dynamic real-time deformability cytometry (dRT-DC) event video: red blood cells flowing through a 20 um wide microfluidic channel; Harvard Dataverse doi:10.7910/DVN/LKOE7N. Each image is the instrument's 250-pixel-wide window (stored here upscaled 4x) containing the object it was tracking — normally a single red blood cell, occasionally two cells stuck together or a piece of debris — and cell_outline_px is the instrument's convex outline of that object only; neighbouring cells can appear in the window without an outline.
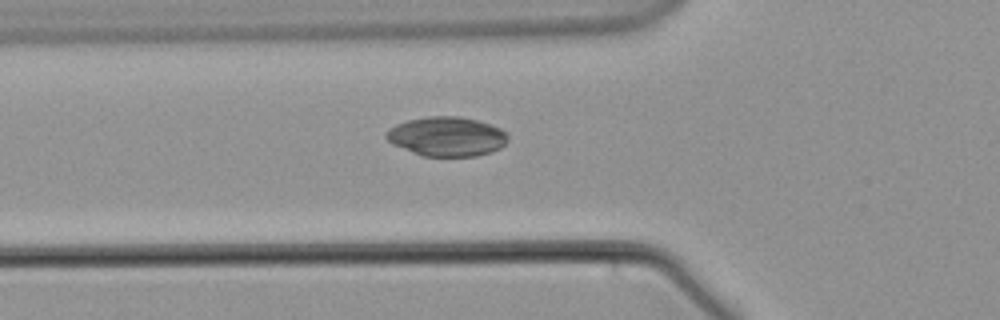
{"species": "common noctule bat (a hibernating species)", "species_latin": "Nyctalus noctula", "temperature_condition": "warm", "stored_images_in_passage": 33, "camera_frame_rate_fps": 3000, "um_per_image_px": 0.085, "animal": {"sex": "male", "body_mass_g": 21.5, "forearm_length_mm": 52.0}, "frame": {"image": 1, "passage_image": 2, "time_ms": 0.333, "image_size_px": [1000, 320], "cell_outline_px": [[508, 140], [500, 148], [492, 152], [476, 156], [424, 156], [412, 152], [392, 144], [384, 136], [388, 128], [396, 124], [408, 120], [428, 116], [460, 116], [492, 124], [500, 128], [508, 136]], "centroid_in_image_um": [37.97, 11.6], "position_along_channel_um": 87.8, "area_um2": 28.03}}
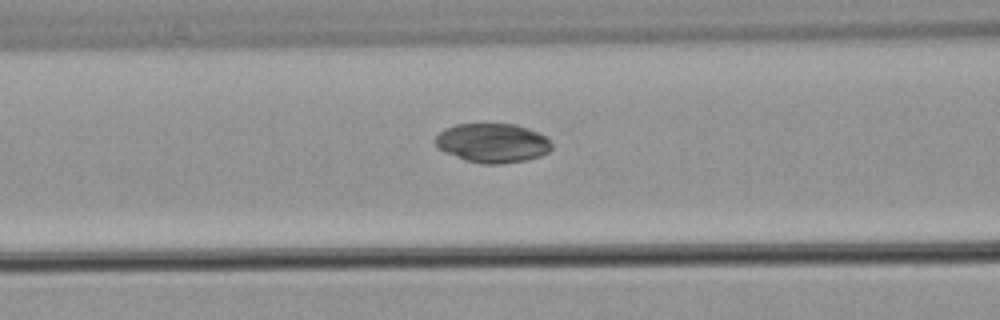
{"frame": {"image": 2, "passage_image": 5, "time_ms": 1.333, "image_size_px": [1000, 320], "cell_outline_px": [[552, 148], [548, 152], [540, 156], [524, 160], [500, 164], [484, 164], [464, 160], [444, 152], [436, 144], [436, 136], [444, 128], [456, 124], [516, 124], [528, 128], [548, 136], [552, 144]], "centroid_in_image_um": [41.89, 12.15], "position_along_channel_um": 124.7, "area_um2": 26.7}}
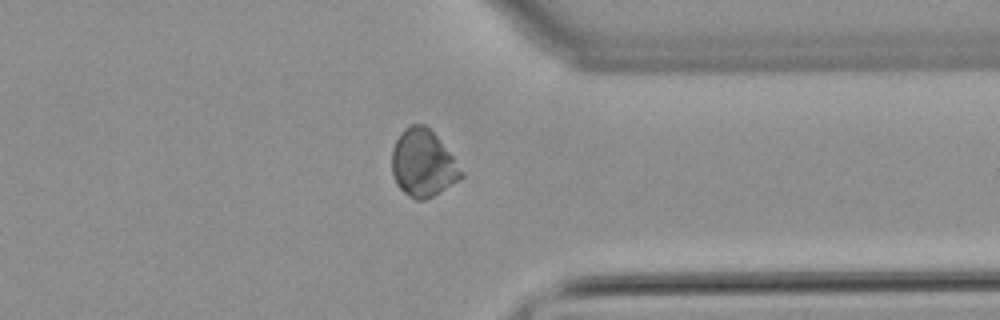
{"frame": {"image": 3, "passage_image": 26, "time_ms": 8.333, "image_size_px": [1000, 320], "cell_outline_px": [[464, 176], [432, 196], [424, 200], [416, 200], [408, 196], [396, 184], [392, 176], [392, 148], [400, 132], [408, 124], [424, 124], [436, 136], [452, 156], [464, 172]], "centroid_in_image_um": [35.92, 13.87], "position_along_channel_um": 375.5, "area_um2": 26.93}}